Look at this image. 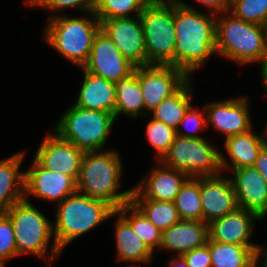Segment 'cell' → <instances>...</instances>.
Masks as SVG:
<instances>
[{
    "label": "cell",
    "instance_id": "1",
    "mask_svg": "<svg viewBox=\"0 0 267 267\" xmlns=\"http://www.w3.org/2000/svg\"><path fill=\"white\" fill-rule=\"evenodd\" d=\"M174 0V66L189 77L216 54V14Z\"/></svg>",
    "mask_w": 267,
    "mask_h": 267
},
{
    "label": "cell",
    "instance_id": "2",
    "mask_svg": "<svg viewBox=\"0 0 267 267\" xmlns=\"http://www.w3.org/2000/svg\"><path fill=\"white\" fill-rule=\"evenodd\" d=\"M216 54L239 66L266 64V26L239 19L229 11L216 14Z\"/></svg>",
    "mask_w": 267,
    "mask_h": 267
},
{
    "label": "cell",
    "instance_id": "3",
    "mask_svg": "<svg viewBox=\"0 0 267 267\" xmlns=\"http://www.w3.org/2000/svg\"><path fill=\"white\" fill-rule=\"evenodd\" d=\"M120 156L113 149L85 152L77 180V191L90 198L103 200L115 210L129 203L132 189L119 191L123 174Z\"/></svg>",
    "mask_w": 267,
    "mask_h": 267
},
{
    "label": "cell",
    "instance_id": "4",
    "mask_svg": "<svg viewBox=\"0 0 267 267\" xmlns=\"http://www.w3.org/2000/svg\"><path fill=\"white\" fill-rule=\"evenodd\" d=\"M56 206L53 235L63 252L68 244L88 233L103 221L115 217V209L107 202L90 198L78 191Z\"/></svg>",
    "mask_w": 267,
    "mask_h": 267
},
{
    "label": "cell",
    "instance_id": "5",
    "mask_svg": "<svg viewBox=\"0 0 267 267\" xmlns=\"http://www.w3.org/2000/svg\"><path fill=\"white\" fill-rule=\"evenodd\" d=\"M84 15L87 17H70L62 13L49 16L43 34L50 47L78 68L87 62L94 37L100 30V21L93 11Z\"/></svg>",
    "mask_w": 267,
    "mask_h": 267
},
{
    "label": "cell",
    "instance_id": "6",
    "mask_svg": "<svg viewBox=\"0 0 267 267\" xmlns=\"http://www.w3.org/2000/svg\"><path fill=\"white\" fill-rule=\"evenodd\" d=\"M4 213L10 218L14 228L18 256L32 254L43 257L51 266L62 253L55 242L52 221L28 199L17 202Z\"/></svg>",
    "mask_w": 267,
    "mask_h": 267
},
{
    "label": "cell",
    "instance_id": "7",
    "mask_svg": "<svg viewBox=\"0 0 267 267\" xmlns=\"http://www.w3.org/2000/svg\"><path fill=\"white\" fill-rule=\"evenodd\" d=\"M115 121L112 113L72 104L57 120L53 131L84 153L100 151L107 145Z\"/></svg>",
    "mask_w": 267,
    "mask_h": 267
},
{
    "label": "cell",
    "instance_id": "8",
    "mask_svg": "<svg viewBox=\"0 0 267 267\" xmlns=\"http://www.w3.org/2000/svg\"><path fill=\"white\" fill-rule=\"evenodd\" d=\"M148 65L174 66V0H151L140 14Z\"/></svg>",
    "mask_w": 267,
    "mask_h": 267
},
{
    "label": "cell",
    "instance_id": "9",
    "mask_svg": "<svg viewBox=\"0 0 267 267\" xmlns=\"http://www.w3.org/2000/svg\"><path fill=\"white\" fill-rule=\"evenodd\" d=\"M167 167L186 173L189 177L216 176L223 173L221 151L206 138L176 135L169 151L160 160Z\"/></svg>",
    "mask_w": 267,
    "mask_h": 267
},
{
    "label": "cell",
    "instance_id": "10",
    "mask_svg": "<svg viewBox=\"0 0 267 267\" xmlns=\"http://www.w3.org/2000/svg\"><path fill=\"white\" fill-rule=\"evenodd\" d=\"M137 78L142 88L145 117L190 79L184 71L170 65L137 66Z\"/></svg>",
    "mask_w": 267,
    "mask_h": 267
},
{
    "label": "cell",
    "instance_id": "11",
    "mask_svg": "<svg viewBox=\"0 0 267 267\" xmlns=\"http://www.w3.org/2000/svg\"><path fill=\"white\" fill-rule=\"evenodd\" d=\"M135 67L100 29L94 37L89 58L81 69L116 83L132 74Z\"/></svg>",
    "mask_w": 267,
    "mask_h": 267
},
{
    "label": "cell",
    "instance_id": "12",
    "mask_svg": "<svg viewBox=\"0 0 267 267\" xmlns=\"http://www.w3.org/2000/svg\"><path fill=\"white\" fill-rule=\"evenodd\" d=\"M249 102L246 96H237L206 104L207 128L213 126L225 139L248 132L254 127Z\"/></svg>",
    "mask_w": 267,
    "mask_h": 267
},
{
    "label": "cell",
    "instance_id": "13",
    "mask_svg": "<svg viewBox=\"0 0 267 267\" xmlns=\"http://www.w3.org/2000/svg\"><path fill=\"white\" fill-rule=\"evenodd\" d=\"M100 29L120 53L135 66L148 65L142 22L139 16L100 21Z\"/></svg>",
    "mask_w": 267,
    "mask_h": 267
},
{
    "label": "cell",
    "instance_id": "14",
    "mask_svg": "<svg viewBox=\"0 0 267 267\" xmlns=\"http://www.w3.org/2000/svg\"><path fill=\"white\" fill-rule=\"evenodd\" d=\"M77 191V182L64 173L53 172L42 167L34 158L30 169L25 171L24 199L27 196L43 201L62 202Z\"/></svg>",
    "mask_w": 267,
    "mask_h": 267
},
{
    "label": "cell",
    "instance_id": "15",
    "mask_svg": "<svg viewBox=\"0 0 267 267\" xmlns=\"http://www.w3.org/2000/svg\"><path fill=\"white\" fill-rule=\"evenodd\" d=\"M84 152L51 130L36 150L34 159L45 169L70 175L76 182Z\"/></svg>",
    "mask_w": 267,
    "mask_h": 267
},
{
    "label": "cell",
    "instance_id": "16",
    "mask_svg": "<svg viewBox=\"0 0 267 267\" xmlns=\"http://www.w3.org/2000/svg\"><path fill=\"white\" fill-rule=\"evenodd\" d=\"M225 176L224 173H221L216 176L200 177V198L204 223L210 224L213 220L222 218L238 208L233 184L230 177Z\"/></svg>",
    "mask_w": 267,
    "mask_h": 267
},
{
    "label": "cell",
    "instance_id": "17",
    "mask_svg": "<svg viewBox=\"0 0 267 267\" xmlns=\"http://www.w3.org/2000/svg\"><path fill=\"white\" fill-rule=\"evenodd\" d=\"M149 170L140 182L132 187L131 199H151L174 202L182 184L189 177L186 173L167 167L161 161Z\"/></svg>",
    "mask_w": 267,
    "mask_h": 267
},
{
    "label": "cell",
    "instance_id": "18",
    "mask_svg": "<svg viewBox=\"0 0 267 267\" xmlns=\"http://www.w3.org/2000/svg\"><path fill=\"white\" fill-rule=\"evenodd\" d=\"M232 171V172H231ZM239 208L254 212L260 218L267 213V184L253 166L229 170Z\"/></svg>",
    "mask_w": 267,
    "mask_h": 267
},
{
    "label": "cell",
    "instance_id": "19",
    "mask_svg": "<svg viewBox=\"0 0 267 267\" xmlns=\"http://www.w3.org/2000/svg\"><path fill=\"white\" fill-rule=\"evenodd\" d=\"M262 220L254 212L237 208L209 224V238L220 243L261 246L251 242L254 221Z\"/></svg>",
    "mask_w": 267,
    "mask_h": 267
},
{
    "label": "cell",
    "instance_id": "20",
    "mask_svg": "<svg viewBox=\"0 0 267 267\" xmlns=\"http://www.w3.org/2000/svg\"><path fill=\"white\" fill-rule=\"evenodd\" d=\"M208 239L209 224L196 220H180L162 232L159 250L180 256L206 245Z\"/></svg>",
    "mask_w": 267,
    "mask_h": 267
},
{
    "label": "cell",
    "instance_id": "21",
    "mask_svg": "<svg viewBox=\"0 0 267 267\" xmlns=\"http://www.w3.org/2000/svg\"><path fill=\"white\" fill-rule=\"evenodd\" d=\"M254 128L246 133L234 135L224 140L226 154L221 152V168L224 171L235 170L241 167L253 166L261 149L267 144L265 131L257 134ZM261 135V136H260ZM229 161V162H228Z\"/></svg>",
    "mask_w": 267,
    "mask_h": 267
},
{
    "label": "cell",
    "instance_id": "22",
    "mask_svg": "<svg viewBox=\"0 0 267 267\" xmlns=\"http://www.w3.org/2000/svg\"><path fill=\"white\" fill-rule=\"evenodd\" d=\"M83 83L75 106L114 114L116 105L115 83L83 69Z\"/></svg>",
    "mask_w": 267,
    "mask_h": 267
},
{
    "label": "cell",
    "instance_id": "23",
    "mask_svg": "<svg viewBox=\"0 0 267 267\" xmlns=\"http://www.w3.org/2000/svg\"><path fill=\"white\" fill-rule=\"evenodd\" d=\"M26 152H17L0 161V212H5L25 197V172L20 171V166Z\"/></svg>",
    "mask_w": 267,
    "mask_h": 267
},
{
    "label": "cell",
    "instance_id": "24",
    "mask_svg": "<svg viewBox=\"0 0 267 267\" xmlns=\"http://www.w3.org/2000/svg\"><path fill=\"white\" fill-rule=\"evenodd\" d=\"M115 243L117 260L140 265L150 263L154 252L133 231L131 225L115 211ZM140 263V264H139Z\"/></svg>",
    "mask_w": 267,
    "mask_h": 267
},
{
    "label": "cell",
    "instance_id": "25",
    "mask_svg": "<svg viewBox=\"0 0 267 267\" xmlns=\"http://www.w3.org/2000/svg\"><path fill=\"white\" fill-rule=\"evenodd\" d=\"M115 94L114 116L116 120L120 115L132 118L145 116L142 88L137 78V66L132 74L115 83Z\"/></svg>",
    "mask_w": 267,
    "mask_h": 267
},
{
    "label": "cell",
    "instance_id": "26",
    "mask_svg": "<svg viewBox=\"0 0 267 267\" xmlns=\"http://www.w3.org/2000/svg\"><path fill=\"white\" fill-rule=\"evenodd\" d=\"M261 246L220 243L210 239L212 267H250L260 258Z\"/></svg>",
    "mask_w": 267,
    "mask_h": 267
},
{
    "label": "cell",
    "instance_id": "27",
    "mask_svg": "<svg viewBox=\"0 0 267 267\" xmlns=\"http://www.w3.org/2000/svg\"><path fill=\"white\" fill-rule=\"evenodd\" d=\"M194 89L189 79L176 93L164 99L149 115L177 129L188 108L193 104Z\"/></svg>",
    "mask_w": 267,
    "mask_h": 267
},
{
    "label": "cell",
    "instance_id": "28",
    "mask_svg": "<svg viewBox=\"0 0 267 267\" xmlns=\"http://www.w3.org/2000/svg\"><path fill=\"white\" fill-rule=\"evenodd\" d=\"M132 227L136 235L155 253L159 249L162 231L151 223L130 201L116 210ZM130 214V215H129Z\"/></svg>",
    "mask_w": 267,
    "mask_h": 267
},
{
    "label": "cell",
    "instance_id": "29",
    "mask_svg": "<svg viewBox=\"0 0 267 267\" xmlns=\"http://www.w3.org/2000/svg\"><path fill=\"white\" fill-rule=\"evenodd\" d=\"M131 202L162 232L181 220L174 202L151 199H131Z\"/></svg>",
    "mask_w": 267,
    "mask_h": 267
},
{
    "label": "cell",
    "instance_id": "30",
    "mask_svg": "<svg viewBox=\"0 0 267 267\" xmlns=\"http://www.w3.org/2000/svg\"><path fill=\"white\" fill-rule=\"evenodd\" d=\"M181 220L202 221L200 177H188L174 200Z\"/></svg>",
    "mask_w": 267,
    "mask_h": 267
},
{
    "label": "cell",
    "instance_id": "31",
    "mask_svg": "<svg viewBox=\"0 0 267 267\" xmlns=\"http://www.w3.org/2000/svg\"><path fill=\"white\" fill-rule=\"evenodd\" d=\"M150 1L151 0H95L93 12L99 21L113 18L136 17L140 16L145 6Z\"/></svg>",
    "mask_w": 267,
    "mask_h": 267
},
{
    "label": "cell",
    "instance_id": "32",
    "mask_svg": "<svg viewBox=\"0 0 267 267\" xmlns=\"http://www.w3.org/2000/svg\"><path fill=\"white\" fill-rule=\"evenodd\" d=\"M145 135L147 141L156 152V161H160L169 151L176 136V129L151 117L149 122L146 124Z\"/></svg>",
    "mask_w": 267,
    "mask_h": 267
},
{
    "label": "cell",
    "instance_id": "33",
    "mask_svg": "<svg viewBox=\"0 0 267 267\" xmlns=\"http://www.w3.org/2000/svg\"><path fill=\"white\" fill-rule=\"evenodd\" d=\"M229 12L244 21L267 24V0H236L230 5Z\"/></svg>",
    "mask_w": 267,
    "mask_h": 267
},
{
    "label": "cell",
    "instance_id": "34",
    "mask_svg": "<svg viewBox=\"0 0 267 267\" xmlns=\"http://www.w3.org/2000/svg\"><path fill=\"white\" fill-rule=\"evenodd\" d=\"M204 127L207 128L205 108L200 109L199 107L198 109L191 105L180 121L179 127L176 129V135L189 138H204L199 135V132L205 131Z\"/></svg>",
    "mask_w": 267,
    "mask_h": 267
},
{
    "label": "cell",
    "instance_id": "35",
    "mask_svg": "<svg viewBox=\"0 0 267 267\" xmlns=\"http://www.w3.org/2000/svg\"><path fill=\"white\" fill-rule=\"evenodd\" d=\"M18 257L14 228L10 218L0 212V265H5L12 258Z\"/></svg>",
    "mask_w": 267,
    "mask_h": 267
},
{
    "label": "cell",
    "instance_id": "36",
    "mask_svg": "<svg viewBox=\"0 0 267 267\" xmlns=\"http://www.w3.org/2000/svg\"><path fill=\"white\" fill-rule=\"evenodd\" d=\"M23 3L27 6L39 7L45 10H50L55 13L56 11H64L68 8H76L82 13L94 11L95 0H24Z\"/></svg>",
    "mask_w": 267,
    "mask_h": 267
},
{
    "label": "cell",
    "instance_id": "37",
    "mask_svg": "<svg viewBox=\"0 0 267 267\" xmlns=\"http://www.w3.org/2000/svg\"><path fill=\"white\" fill-rule=\"evenodd\" d=\"M188 267H212L210 255V238L206 245L181 255Z\"/></svg>",
    "mask_w": 267,
    "mask_h": 267
},
{
    "label": "cell",
    "instance_id": "38",
    "mask_svg": "<svg viewBox=\"0 0 267 267\" xmlns=\"http://www.w3.org/2000/svg\"><path fill=\"white\" fill-rule=\"evenodd\" d=\"M195 2L202 4L209 12L219 14L229 11L230 5L228 0H195Z\"/></svg>",
    "mask_w": 267,
    "mask_h": 267
},
{
    "label": "cell",
    "instance_id": "39",
    "mask_svg": "<svg viewBox=\"0 0 267 267\" xmlns=\"http://www.w3.org/2000/svg\"><path fill=\"white\" fill-rule=\"evenodd\" d=\"M267 184V144L261 149L254 165Z\"/></svg>",
    "mask_w": 267,
    "mask_h": 267
},
{
    "label": "cell",
    "instance_id": "40",
    "mask_svg": "<svg viewBox=\"0 0 267 267\" xmlns=\"http://www.w3.org/2000/svg\"><path fill=\"white\" fill-rule=\"evenodd\" d=\"M169 267H188L185 259L180 256H173L168 262Z\"/></svg>",
    "mask_w": 267,
    "mask_h": 267
},
{
    "label": "cell",
    "instance_id": "41",
    "mask_svg": "<svg viewBox=\"0 0 267 267\" xmlns=\"http://www.w3.org/2000/svg\"><path fill=\"white\" fill-rule=\"evenodd\" d=\"M260 76L262 78V82H263V85H264V89H265V92H266V95H267V63L260 66Z\"/></svg>",
    "mask_w": 267,
    "mask_h": 267
},
{
    "label": "cell",
    "instance_id": "42",
    "mask_svg": "<svg viewBox=\"0 0 267 267\" xmlns=\"http://www.w3.org/2000/svg\"><path fill=\"white\" fill-rule=\"evenodd\" d=\"M262 260V261H261ZM260 261V262H259ZM258 263H262L261 266ZM267 267V258L260 257L255 263H253L250 267Z\"/></svg>",
    "mask_w": 267,
    "mask_h": 267
},
{
    "label": "cell",
    "instance_id": "43",
    "mask_svg": "<svg viewBox=\"0 0 267 267\" xmlns=\"http://www.w3.org/2000/svg\"><path fill=\"white\" fill-rule=\"evenodd\" d=\"M267 216V213L261 218L264 219ZM263 246H261L260 248V257L262 258H267V246L264 248H262Z\"/></svg>",
    "mask_w": 267,
    "mask_h": 267
},
{
    "label": "cell",
    "instance_id": "44",
    "mask_svg": "<svg viewBox=\"0 0 267 267\" xmlns=\"http://www.w3.org/2000/svg\"><path fill=\"white\" fill-rule=\"evenodd\" d=\"M127 267H139V266H137V264H135V263H129V265L127 266Z\"/></svg>",
    "mask_w": 267,
    "mask_h": 267
},
{
    "label": "cell",
    "instance_id": "45",
    "mask_svg": "<svg viewBox=\"0 0 267 267\" xmlns=\"http://www.w3.org/2000/svg\"><path fill=\"white\" fill-rule=\"evenodd\" d=\"M236 0H228V4L231 5L233 2H235Z\"/></svg>",
    "mask_w": 267,
    "mask_h": 267
},
{
    "label": "cell",
    "instance_id": "46",
    "mask_svg": "<svg viewBox=\"0 0 267 267\" xmlns=\"http://www.w3.org/2000/svg\"><path fill=\"white\" fill-rule=\"evenodd\" d=\"M264 131H265L266 136H267V123H266V125H265Z\"/></svg>",
    "mask_w": 267,
    "mask_h": 267
}]
</instances>
